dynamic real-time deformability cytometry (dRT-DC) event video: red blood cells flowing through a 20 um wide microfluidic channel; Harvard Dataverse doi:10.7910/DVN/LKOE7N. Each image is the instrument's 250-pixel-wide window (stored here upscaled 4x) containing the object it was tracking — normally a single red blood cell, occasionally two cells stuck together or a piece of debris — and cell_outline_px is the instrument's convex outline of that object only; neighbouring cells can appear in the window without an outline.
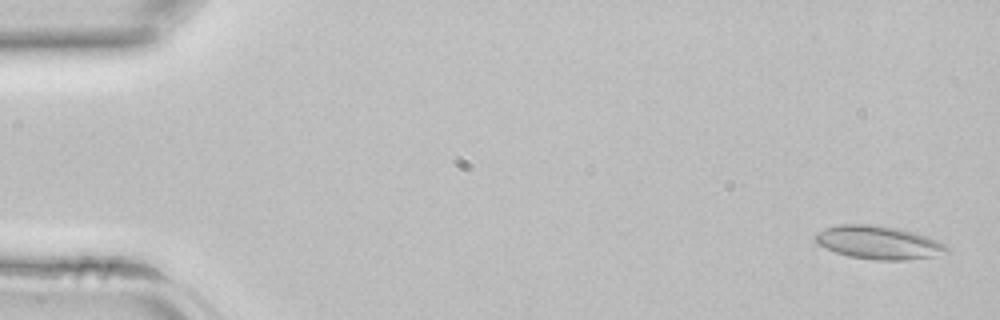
{"species": "common noctule bat (a hibernating species)", "species_latin": "Nyctalus noctula", "temperature_condition": "room temperature", "stored_images_in_passage": 42, "camera_frame_rate_fps": 3000, "um_per_image_px": 0.085, "animal": {"sex": "female", "body_mass_g": 22.7, "forearm_length_mm": 54.2}, "frame": {"image": 1, "passage_image": 2, "time_ms": 0.333, "image_size_px": [1000, 320], "cell_outline_px": [[952, 248], [948, 252], [932, 256], [904, 260], [872, 260], [848, 256], [836, 252], [816, 244], [812, 240], [812, 236], [816, 232], [824, 228], [836, 224], [876, 224], [900, 228], [916, 232], [928, 236], [948, 244]], "centroid_in_image_um": [74.67, 20.59], "position_along_channel_um": 10.3, "area_um2": 26.24}}
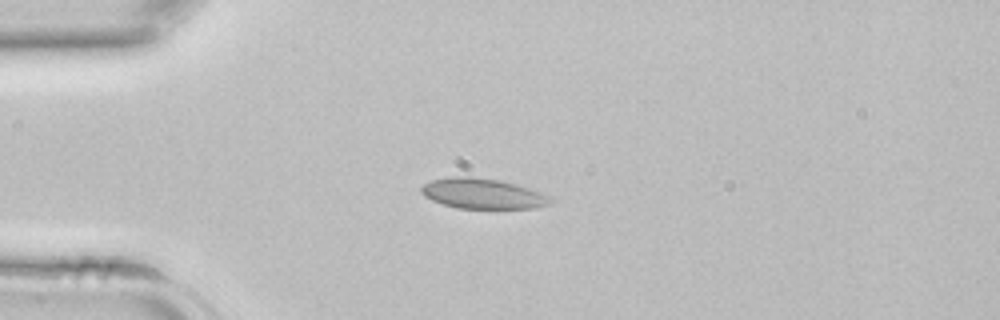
{"frame": {"image": 2, "passage_image": 11, "time_ms": 3.333, "image_size_px": [1000, 320], "cell_outline_px": [[556, 200], [548, 204], [536, 208], [456, 208], [432, 200], [424, 196], [420, 192], [420, 188], [424, 184], [432, 180], [452, 176], [472, 176], [500, 180], [516, 184], [544, 192], [552, 196]], "centroid_in_image_um": [41.08, 16.45], "position_along_channel_um": 43.9, "area_um2": 23.12}}